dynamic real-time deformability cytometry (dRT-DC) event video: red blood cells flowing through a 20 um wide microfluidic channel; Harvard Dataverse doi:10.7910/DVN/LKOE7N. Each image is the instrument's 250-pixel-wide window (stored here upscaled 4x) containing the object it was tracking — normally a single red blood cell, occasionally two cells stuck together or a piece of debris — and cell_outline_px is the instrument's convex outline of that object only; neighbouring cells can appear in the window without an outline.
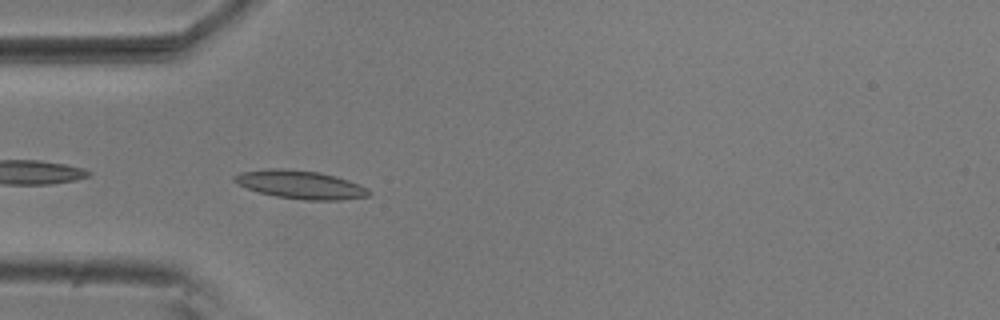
{"species": "common noctule bat (a hibernating species)", "species_latin": "Nyctalus noctula", "temperature_condition": "room temperature", "stored_images_in_passage": 5, "camera_frame_rate_fps": 3000, "um_per_image_px": 0.085, "animal": {"sex": "male", "body_mass_g": 20.5, "forearm_length_mm": 52.5}, "frame": {"image": 1, "passage_image": 5, "time_ms": 1.333, "image_size_px": [1000, 320], "cell_outline_px": [[372, 192], [368, 196], [340, 200], [304, 200], [276, 196], [260, 192], [236, 184], [232, 180], [232, 176], [240, 172], [268, 168], [280, 168], [320, 172], [336, 176], [360, 184], [368, 188]], "centroid_in_image_um": [25.53, 15.68], "position_along_channel_um": 59.5, "area_um2": 22.31}}